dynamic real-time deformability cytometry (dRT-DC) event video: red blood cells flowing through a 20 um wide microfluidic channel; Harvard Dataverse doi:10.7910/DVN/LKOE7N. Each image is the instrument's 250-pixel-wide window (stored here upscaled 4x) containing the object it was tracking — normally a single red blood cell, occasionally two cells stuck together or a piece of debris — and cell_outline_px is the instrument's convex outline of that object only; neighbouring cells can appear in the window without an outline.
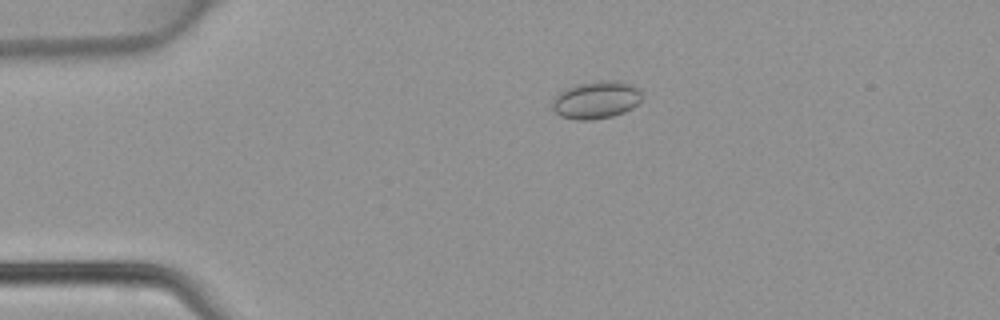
{"species": "common noctule bat (a hibernating species)", "species_latin": "Nyctalus noctula", "temperature_condition": "warm", "stored_images_in_passage": 48, "camera_frame_rate_fps": 3000, "um_per_image_px": 0.085, "animal": {"sex": "female", "body_mass_g": 22.7, "forearm_length_mm": 54.2}, "frame": {"image": 1, "passage_image": 11, "time_ms": 3.333, "image_size_px": [1000, 320], "cell_outline_px": [[640, 100], [632, 108], [624, 112], [612, 116], [592, 120], [576, 120], [560, 116], [552, 108], [552, 100], [560, 92], [576, 84], [596, 80], [620, 80], [640, 88]], "centroid_in_image_um": [50.67, 8.48], "position_along_channel_um": 34.3, "area_um2": 19.71}}
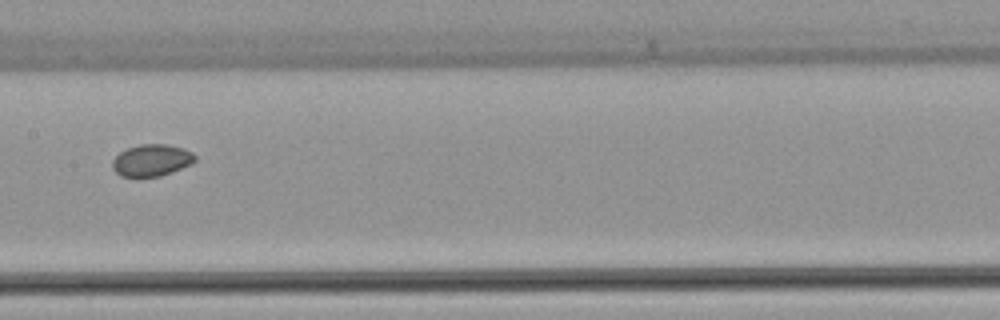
{"frame": {"image": 2, "passage_image": 25, "time_ms": 8.0, "image_size_px": [1000, 320], "cell_outline_px": [[196, 160], [192, 164], [172, 172], [160, 176], [120, 176], [112, 168], [112, 160], [120, 152], [128, 148], [140, 144], [164, 144], [184, 148], [192, 152], [196, 156]], "centroid_in_image_um": [12.91, 13.62], "position_along_channel_um": 194.5, "area_um2": 15.32}}
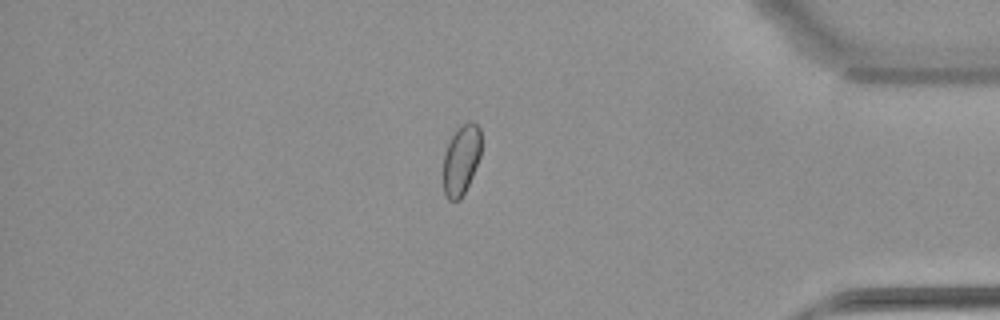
{"frame": {"image": 3, "passage_image": 41, "time_ms": 13.333, "image_size_px": [1000, 320], "cell_outline_px": [[480, 156], [472, 176], [460, 200], [448, 200], [444, 192], [444, 152], [456, 128], [460, 124], [468, 120], [472, 120], [480, 128]], "centroid_in_image_um": [39.2, 13.53], "position_along_channel_um": 396.0, "area_um2": 15.43}}